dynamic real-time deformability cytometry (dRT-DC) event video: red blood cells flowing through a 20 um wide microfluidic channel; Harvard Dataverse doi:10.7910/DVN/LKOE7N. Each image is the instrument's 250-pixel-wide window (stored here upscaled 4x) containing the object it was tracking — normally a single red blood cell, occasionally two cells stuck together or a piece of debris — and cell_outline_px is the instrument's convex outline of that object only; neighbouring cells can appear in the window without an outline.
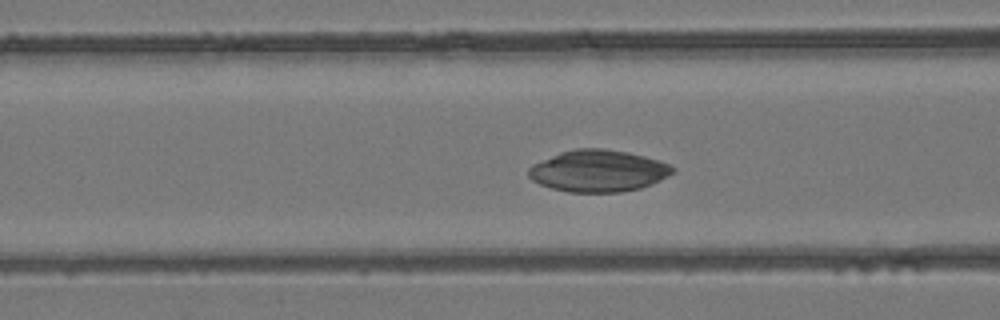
{"species": "common noctule bat (a hibernating species)", "species_latin": "Nyctalus noctula", "temperature_condition": "room temperature", "stored_images_in_passage": 49, "camera_frame_rate_fps": 3000, "um_per_image_px": 0.085, "animal": {"sex": "female", "body_mass_g": 24.6, "forearm_length_mm": 56.2}, "frame": {"image": 1, "passage_image": 19, "time_ms": 6.0, "image_size_px": [1000, 320], "cell_outline_px": [[676, 172], [652, 184], [640, 188], [620, 192], [568, 192], [552, 188], [540, 184], [532, 180], [528, 176], [528, 168], [532, 164], [560, 152], [576, 148], [604, 148], [628, 152], [660, 160], [676, 168]], "centroid_in_image_um": [50.86, 14.52], "position_along_channel_um": 115.7, "area_um2": 35.26}}
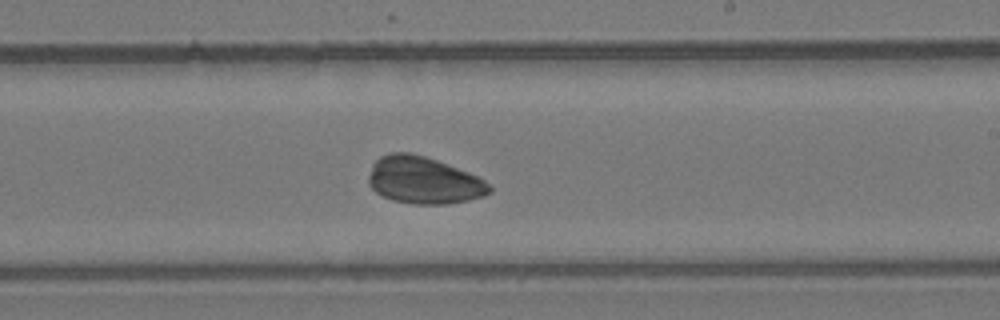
{"frame": {"image": 2, "passage_image": 29, "time_ms": 9.333, "image_size_px": [1000, 320], "cell_outline_px": [[492, 192], [484, 196], [468, 200], [448, 204], [412, 204], [392, 200], [376, 192], [368, 184], [368, 176], [372, 164], [380, 156], [392, 152], [408, 152], [424, 156], [436, 160], [480, 176], [492, 188]], "centroid_in_image_um": [36.02, 15.33], "position_along_channel_um": 253.0, "area_um2": 33.29}}
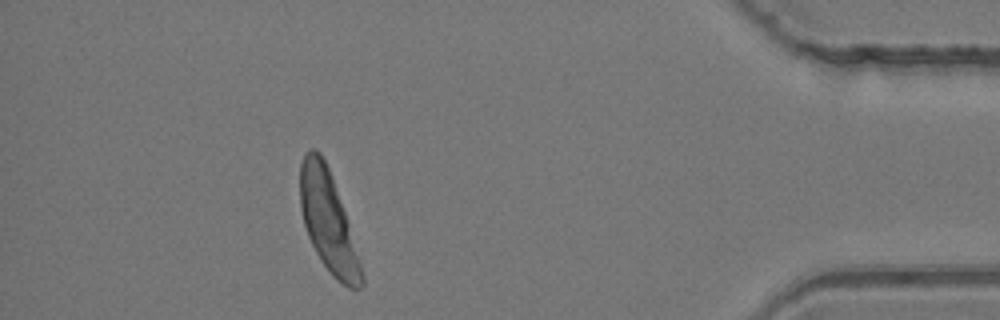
{"frame": {"image": 3, "passage_image": 44, "time_ms": 14.333, "image_size_px": [1000, 320], "cell_outline_px": [[364, 284], [360, 288], [348, 288], [336, 280], [332, 276], [320, 260], [308, 236], [304, 224], [300, 208], [300, 164], [308, 148], [316, 148], [320, 152], [328, 168], [344, 212], [348, 224], [364, 276]], "centroid_in_image_um": [27.86, 18.84], "position_along_channel_um": 407.3, "area_um2": 35.2}}